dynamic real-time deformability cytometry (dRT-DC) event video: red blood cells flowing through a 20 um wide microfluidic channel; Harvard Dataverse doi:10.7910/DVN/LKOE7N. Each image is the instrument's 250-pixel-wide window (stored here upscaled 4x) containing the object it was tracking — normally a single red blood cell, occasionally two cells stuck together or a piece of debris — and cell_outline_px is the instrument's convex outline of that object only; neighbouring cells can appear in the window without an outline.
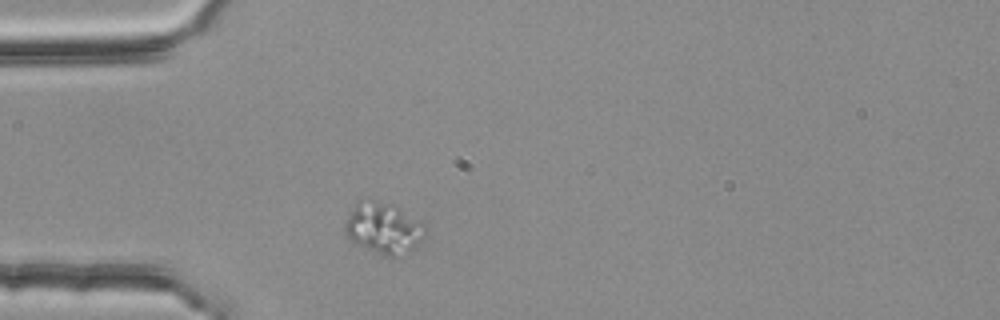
{"species": "common noctule bat (a hibernating species)", "species_latin": "Nyctalus noctula", "temperature_condition": "room temperature", "stored_images_in_passage": 25, "camera_frame_rate_fps": 3000, "um_per_image_px": 0.085, "animal": {"sex": "female", "body_mass_g": 25.1}, "frame": {"image": 1, "passage_image": 1, "time_ms": 0.0, "image_size_px": [1000, 320], "cell_outline_px": [[428, 224], [416, 248], [408, 256], [400, 260], [384, 256], [356, 244], [344, 232], [344, 224], [356, 200], [364, 196], [392, 204]], "centroid_in_image_um": [32.62, 19.4], "position_along_channel_um": 52.4, "area_um2": 25.03}}